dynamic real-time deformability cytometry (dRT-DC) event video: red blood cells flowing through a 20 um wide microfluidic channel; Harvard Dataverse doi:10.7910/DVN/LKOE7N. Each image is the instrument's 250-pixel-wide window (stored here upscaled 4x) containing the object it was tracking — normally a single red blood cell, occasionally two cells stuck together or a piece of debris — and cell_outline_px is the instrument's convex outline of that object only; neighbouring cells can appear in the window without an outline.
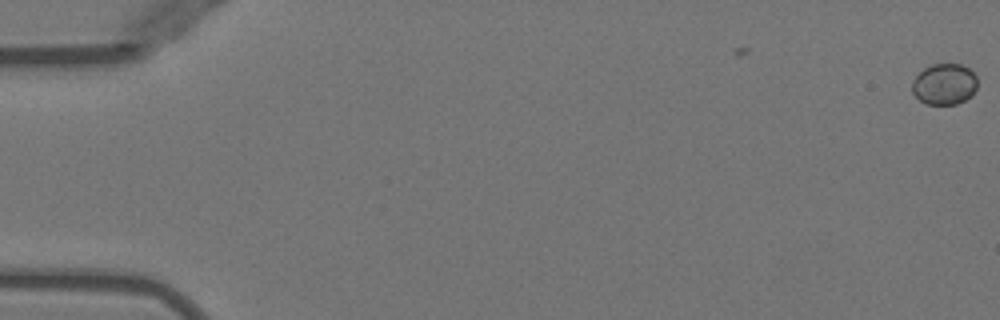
{"species": "Egyptian fruit bat (a non-hibernating species)", "species_latin": "Rousettus aegyptiacus", "temperature_condition": "warm", "stored_images_in_passage": 3, "camera_frame_rate_fps": 3000, "um_per_image_px": 0.085, "animal": {"sex": "female"}, "frame": {"image": 1, "passage_image": 3, "time_ms": 0.667, "image_size_px": [1000, 320], "cell_outline_px": [[976, 88], [972, 96], [956, 104], [928, 104], [920, 100], [912, 92], [912, 80], [924, 68], [932, 64], [960, 64], [968, 68], [976, 76]], "centroid_in_image_um": [80.27, 7.15], "position_along_channel_um": 4.7, "area_um2": 15.55}}